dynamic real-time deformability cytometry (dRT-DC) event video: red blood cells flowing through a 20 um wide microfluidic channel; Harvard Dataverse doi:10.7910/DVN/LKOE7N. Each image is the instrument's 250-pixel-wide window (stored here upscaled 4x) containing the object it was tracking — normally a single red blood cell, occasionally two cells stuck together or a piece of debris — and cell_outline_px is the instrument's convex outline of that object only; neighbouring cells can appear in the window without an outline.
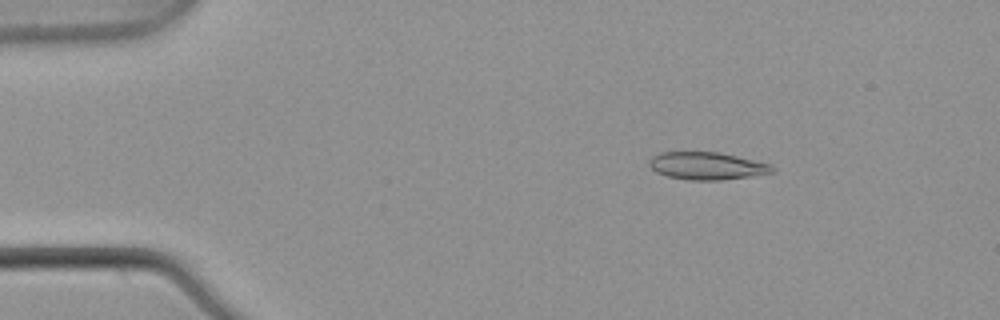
{"species": "common noctule bat (a hibernating species)", "species_latin": "Nyctalus noctula", "temperature_condition": "warm", "stored_images_in_passage": 2, "camera_frame_rate_fps": 3000, "um_per_image_px": 0.085, "animal": {"sex": "male", "body_mass_g": 21.5, "forearm_length_mm": 52.0}, "frame": {"image": 1, "passage_image": 1, "time_ms": 0.0, "image_size_px": [1000, 320], "cell_outline_px": [[776, 172], [720, 180], [688, 180], [668, 176], [656, 172], [648, 164], [648, 160], [652, 156], [660, 152], [720, 152], [772, 164], [776, 168]], "centroid_in_image_um": [60.1, 14.09], "position_along_channel_um": 24.9, "area_um2": 19.83}}